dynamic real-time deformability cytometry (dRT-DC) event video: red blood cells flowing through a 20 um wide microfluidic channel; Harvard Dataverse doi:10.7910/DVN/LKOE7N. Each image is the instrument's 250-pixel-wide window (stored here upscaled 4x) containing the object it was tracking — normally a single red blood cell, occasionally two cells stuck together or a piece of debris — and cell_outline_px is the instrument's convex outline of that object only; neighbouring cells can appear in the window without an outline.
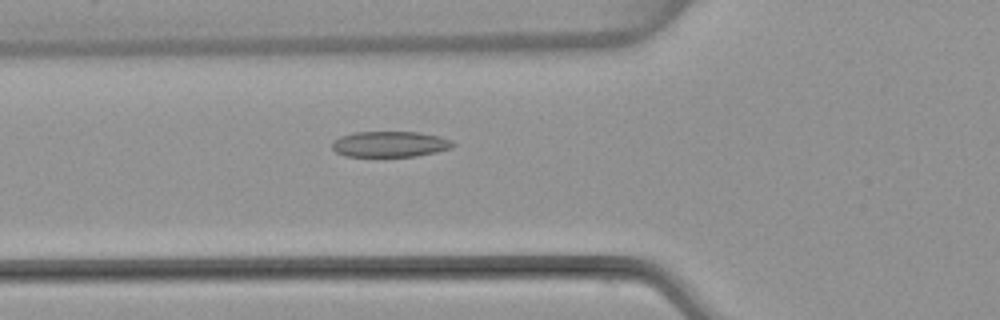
{"species": "common noctule bat (a hibernating species)", "species_latin": "Nyctalus noctula", "temperature_condition": "warm", "stored_images_in_passage": 52, "camera_frame_rate_fps": 3000, "um_per_image_px": 0.085, "animal": {"sex": "female", "body_mass_g": 22.7, "forearm_length_mm": 54.2}, "frame": {"image": 1, "passage_image": 19, "time_ms": 6.0, "image_size_px": [1000, 320], "cell_outline_px": [[456, 144], [452, 148], [436, 152], [416, 156], [344, 156], [336, 152], [332, 148], [332, 140], [340, 136], [352, 132], [420, 132], [440, 136], [452, 140]], "centroid_in_image_um": [33.15, 12.24], "position_along_channel_um": 92.6, "area_um2": 18.32}}
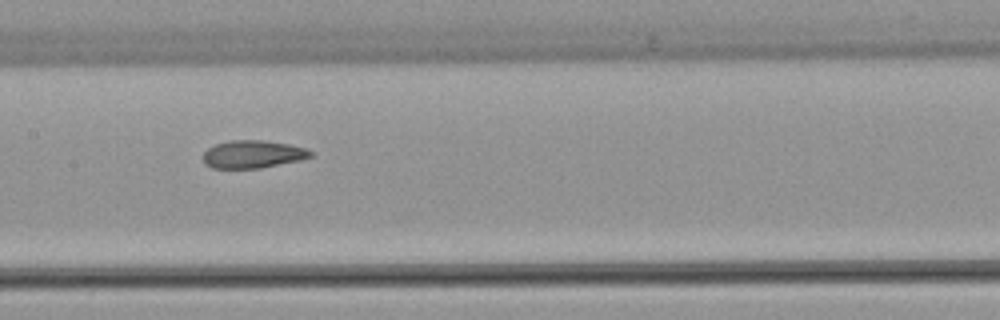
{"frame": {"image": 2, "passage_image": 26, "time_ms": 8.333, "image_size_px": [1000, 320], "cell_outline_px": [[312, 156], [300, 160], [260, 168], [212, 168], [204, 164], [204, 152], [208, 148], [216, 144], [228, 140], [264, 140], [288, 144], [308, 148], [312, 152]], "centroid_in_image_um": [21.49, 13.1], "position_along_channel_um": 185.9, "area_um2": 17.4}}
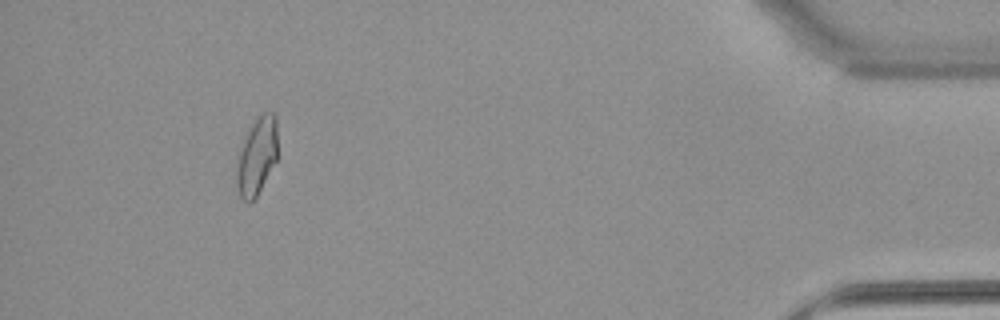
{"frame": {"image": 3, "passage_image": 48, "time_ms": 15.667, "image_size_px": [1000, 320], "cell_outline_px": [[280, 156], [256, 196], [248, 204], [240, 196], [236, 184], [236, 156], [244, 132], [252, 120], [260, 112], [272, 112], [276, 116]], "centroid_in_image_um": [21.84, 13.17], "position_along_channel_um": 413.4, "area_um2": 19.88}, "authors_computed_cell_mechanics": {"area_um2": 18.6116, "velocity_mm_per_s": 3.9703, "shape_relaxation_time_tau1_ms": null, "shape_relaxation_time_tau2_ms": 2.1316, "deformation_change_tau1": null, "deformation_change_tau2": 0.084}}